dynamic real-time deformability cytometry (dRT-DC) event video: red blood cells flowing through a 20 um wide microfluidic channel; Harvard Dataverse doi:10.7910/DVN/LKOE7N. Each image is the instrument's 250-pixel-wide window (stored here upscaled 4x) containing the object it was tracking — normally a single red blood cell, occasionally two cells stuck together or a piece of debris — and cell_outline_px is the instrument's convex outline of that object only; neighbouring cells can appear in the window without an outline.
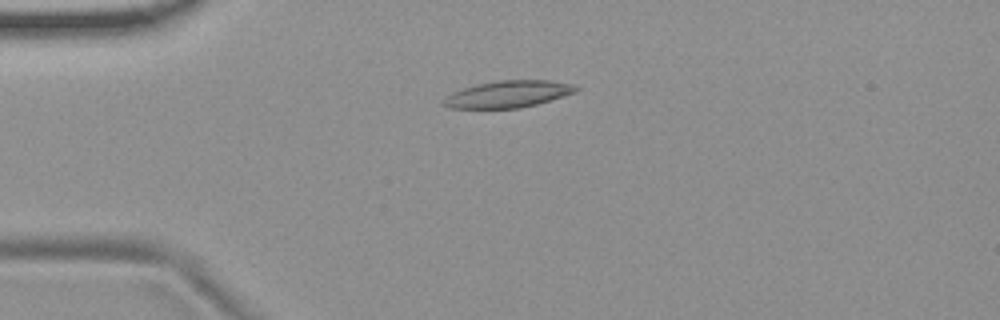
{"species": "common noctule bat (a hibernating species)", "species_latin": "Nyctalus noctula", "temperature_condition": "room temperature", "stored_images_in_passage": 6, "segment_of_instrument_passage": [2, 2], "camera_frame_rate_fps": 3000, "um_per_image_px": 0.085, "animal": {"sex": "female", "body_mass_g": 19.9}, "frame": {"image": 1, "passage_image": 6, "time_ms": 6.0, "image_size_px": [1000, 320], "cell_outline_px": [[580, 88], [576, 92], [536, 104], [520, 108], [452, 108], [444, 104], [444, 100], [452, 92], [476, 84], [500, 80], [548, 80], [572, 84]], "centroid_in_image_um": [43.22, 7.99], "position_along_channel_um": 41.8, "area_um2": 20.4}}